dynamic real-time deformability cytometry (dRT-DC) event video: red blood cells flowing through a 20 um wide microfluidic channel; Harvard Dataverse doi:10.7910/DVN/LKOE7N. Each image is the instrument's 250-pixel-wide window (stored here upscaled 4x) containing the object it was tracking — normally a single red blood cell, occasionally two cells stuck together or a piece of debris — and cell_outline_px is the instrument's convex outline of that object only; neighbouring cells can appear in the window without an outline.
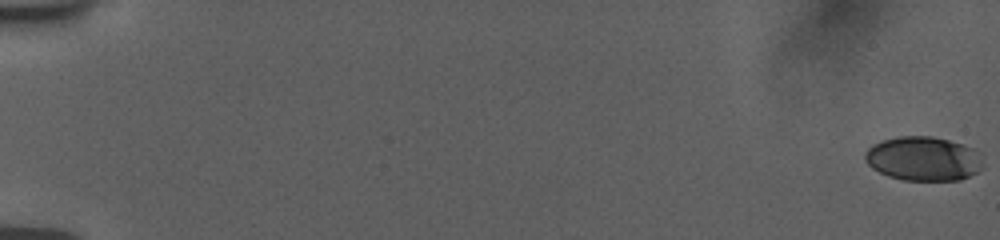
{"species": "human", "species_latin": "Homo sapiens", "temperature_condition": "room temperature", "stored_images_in_passage": 10, "camera_frame_rate_fps": 3000, "um_per_image_px": 0.085, "donor": {"sex": "female"}, "frame": {"image": 1, "passage_image": 1, "time_ms": 0.0, "image_size_px": [1000, 240], "cell_outline_px": [[980, 168], [976, 172], [960, 180], [904, 180], [888, 176], [872, 168], [864, 160], [864, 152], [872, 144], [880, 140], [896, 136], [932, 136], [948, 140], [972, 148], [980, 152]], "centroid_in_image_um": [78.42, 13.47], "position_along_channel_um": 6.6, "area_um2": 30.35}}
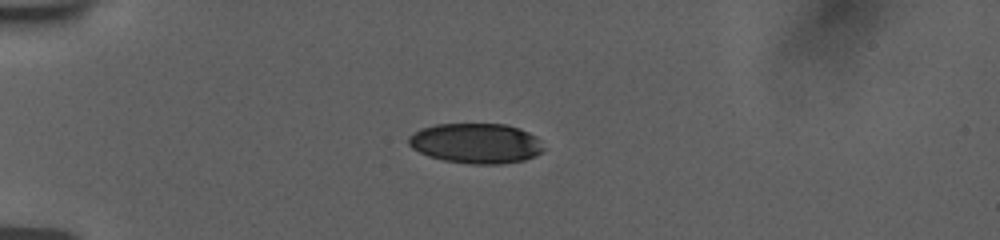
{"frame": {"image": 2, "passage_image": 7, "time_ms": 5.333, "image_size_px": [1000, 240], "cell_outline_px": [[544, 152], [536, 156], [524, 160], [500, 164], [468, 164], [444, 160], [428, 156], [412, 148], [408, 144], [408, 136], [412, 132], [420, 128], [436, 124], [504, 124], [520, 128], [536, 136], [540, 140], [544, 148]], "centroid_in_image_um": [40.46, 12.18], "position_along_channel_um": 44.5, "area_um2": 31.91}}
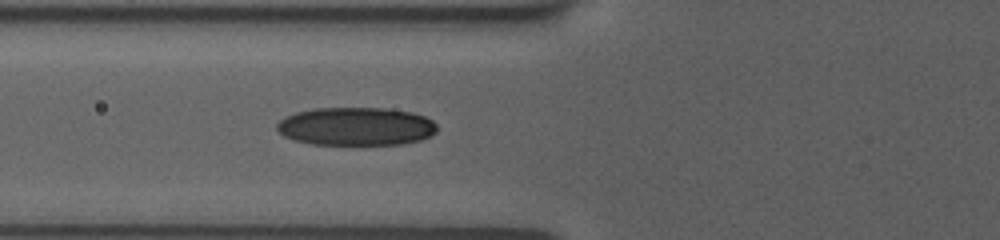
{"frame": {"image": 3, "passage_image": 10, "time_ms": 7.667, "image_size_px": [1000, 240], "cell_outline_px": [[436, 132], [420, 140], [404, 144], [312, 144], [292, 140], [284, 136], [276, 128], [276, 124], [280, 120], [296, 112], [316, 108], [384, 108], [412, 112], [424, 116], [432, 120], [436, 124]], "centroid_in_image_um": [30.26, 10.74], "position_along_channel_um": 95.5, "area_um2": 35.6}}